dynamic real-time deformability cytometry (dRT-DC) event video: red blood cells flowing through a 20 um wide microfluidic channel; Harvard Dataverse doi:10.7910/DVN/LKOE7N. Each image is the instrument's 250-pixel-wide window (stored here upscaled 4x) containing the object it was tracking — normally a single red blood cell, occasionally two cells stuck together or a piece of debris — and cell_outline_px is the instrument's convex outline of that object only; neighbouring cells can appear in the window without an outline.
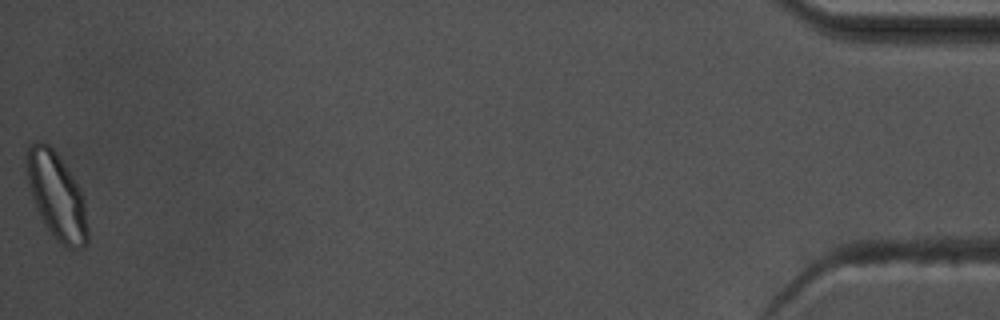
{"species": "common noctule bat (a hibernating species)", "species_latin": "Nyctalus noctula", "temperature_condition": "warm", "stored_images_in_passage": 41, "camera_frame_rate_fps": 3000, "um_per_image_px": 0.085, "animal": {"sex": "male", "body_mass_g": 17.5, "forearm_length_mm": 52.3}, "frame": {"image": 1, "passage_image": 41, "time_ms": 13.333, "image_size_px": [1000, 320], "cell_outline_px": [[88, 244], [84, 248], [68, 248], [60, 244], [56, 240], [40, 216], [32, 196], [28, 184], [28, 148], [36, 140], [40, 140], [48, 144], [56, 152], [72, 176], [84, 200], [88, 228]], "centroid_in_image_um": [4.85, 16.7], "position_along_channel_um": 430.4, "area_um2": 30.17}, "authors_computed_cell_mechanics": {"area_um2": 19.5942, "velocity_mm_per_s": 3.7648, "shape_relaxation_time_tau1_ms": 3.6524, "shape_relaxation_time_tau2_ms": 0.8148, "deformation_change_tau1": 0.1156, "deformation_change_tau2": 0.0697}}